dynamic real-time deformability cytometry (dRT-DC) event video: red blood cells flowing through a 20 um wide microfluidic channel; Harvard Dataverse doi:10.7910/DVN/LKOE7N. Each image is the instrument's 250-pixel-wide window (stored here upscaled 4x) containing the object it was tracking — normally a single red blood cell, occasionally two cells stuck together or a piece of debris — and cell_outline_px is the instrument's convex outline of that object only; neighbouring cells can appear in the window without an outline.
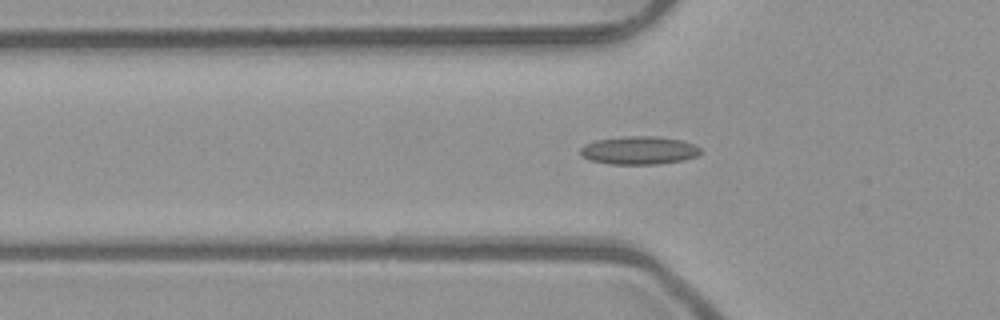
{"species": "common noctule bat (a hibernating species)", "species_latin": "Nyctalus noctula", "temperature_condition": "room temperature", "stored_images_in_passage": 41, "segment_of_instrument_passage": [1, 2], "camera_frame_rate_fps": 3000, "um_per_image_px": 0.085, "animal": {"sex": "male", "body_mass_g": 23.1, "forearm_length_mm": 52.7}, "frame": {"image": 1, "passage_image": 5, "time_ms": 1.333, "image_size_px": [1000, 320], "cell_outline_px": [[704, 152], [696, 156], [684, 160], [660, 164], [612, 164], [588, 160], [580, 156], [580, 148], [584, 144], [596, 140], [624, 136], [656, 136], [684, 140], [696, 144]], "centroid_in_image_um": [54.34, 12.78], "position_along_channel_um": 71.5, "area_um2": 20.11}}
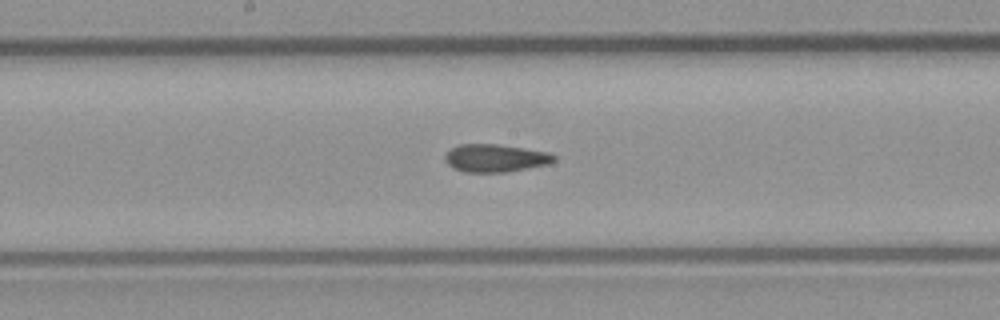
{"frame": {"image": 2, "passage_image": 15, "time_ms": 4.667, "image_size_px": [1000, 320], "cell_outline_px": [[556, 160], [548, 164], [508, 172], [464, 172], [452, 168], [444, 160], [444, 156], [456, 144], [500, 144], [548, 152], [556, 156]], "centroid_in_image_um": [42.09, 13.44], "position_along_channel_um": 206.1, "area_um2": 17.8}}
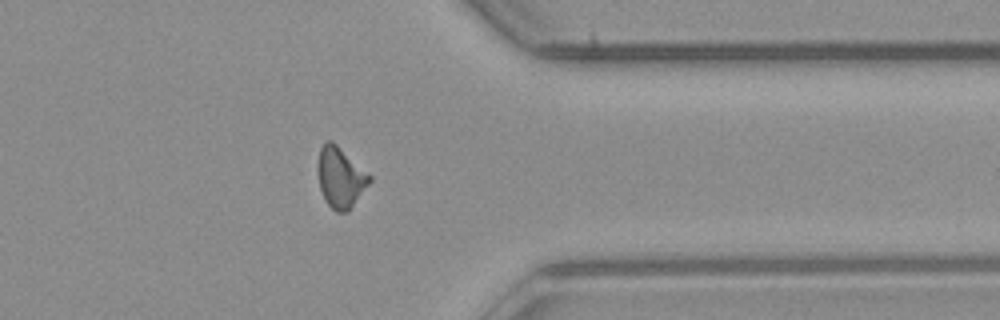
{"frame": {"image": 3, "passage_image": 29, "time_ms": 9.333, "image_size_px": [1000, 320], "cell_outline_px": [[372, 180], [348, 212], [336, 212], [328, 204], [320, 188], [320, 148], [328, 140], [332, 140], [368, 172], [372, 176]], "centroid_in_image_um": [29.0, 15.1], "position_along_channel_um": 382.4, "area_um2": 17.74}}